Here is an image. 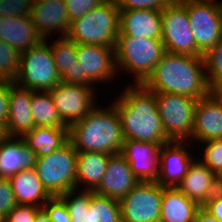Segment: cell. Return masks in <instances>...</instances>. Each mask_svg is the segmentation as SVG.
I'll use <instances>...</instances> for the list:
<instances>
[{
	"mask_svg": "<svg viewBox=\"0 0 222 222\" xmlns=\"http://www.w3.org/2000/svg\"><path fill=\"white\" fill-rule=\"evenodd\" d=\"M194 222H219V221L203 206H201L195 215Z\"/></svg>",
	"mask_w": 222,
	"mask_h": 222,
	"instance_id": "cell-44",
	"label": "cell"
},
{
	"mask_svg": "<svg viewBox=\"0 0 222 222\" xmlns=\"http://www.w3.org/2000/svg\"><path fill=\"white\" fill-rule=\"evenodd\" d=\"M217 183H218L219 189H222V171H221V173L217 176Z\"/></svg>",
	"mask_w": 222,
	"mask_h": 222,
	"instance_id": "cell-47",
	"label": "cell"
},
{
	"mask_svg": "<svg viewBox=\"0 0 222 222\" xmlns=\"http://www.w3.org/2000/svg\"><path fill=\"white\" fill-rule=\"evenodd\" d=\"M143 85L154 93H175L200 99L211 91L204 57L165 52Z\"/></svg>",
	"mask_w": 222,
	"mask_h": 222,
	"instance_id": "cell-2",
	"label": "cell"
},
{
	"mask_svg": "<svg viewBox=\"0 0 222 222\" xmlns=\"http://www.w3.org/2000/svg\"><path fill=\"white\" fill-rule=\"evenodd\" d=\"M54 41L50 45V49L55 66L62 78L78 62L76 55L77 44L67 37H58Z\"/></svg>",
	"mask_w": 222,
	"mask_h": 222,
	"instance_id": "cell-30",
	"label": "cell"
},
{
	"mask_svg": "<svg viewBox=\"0 0 222 222\" xmlns=\"http://www.w3.org/2000/svg\"><path fill=\"white\" fill-rule=\"evenodd\" d=\"M161 14V40L165 51L203 57L197 49L186 6L180 0H172Z\"/></svg>",
	"mask_w": 222,
	"mask_h": 222,
	"instance_id": "cell-10",
	"label": "cell"
},
{
	"mask_svg": "<svg viewBox=\"0 0 222 222\" xmlns=\"http://www.w3.org/2000/svg\"><path fill=\"white\" fill-rule=\"evenodd\" d=\"M161 39H146L119 34L115 45L117 72L124 70L134 76L133 84H143L165 54Z\"/></svg>",
	"mask_w": 222,
	"mask_h": 222,
	"instance_id": "cell-5",
	"label": "cell"
},
{
	"mask_svg": "<svg viewBox=\"0 0 222 222\" xmlns=\"http://www.w3.org/2000/svg\"><path fill=\"white\" fill-rule=\"evenodd\" d=\"M139 182L125 157L121 153L113 154L100 184L93 192L120 201Z\"/></svg>",
	"mask_w": 222,
	"mask_h": 222,
	"instance_id": "cell-16",
	"label": "cell"
},
{
	"mask_svg": "<svg viewBox=\"0 0 222 222\" xmlns=\"http://www.w3.org/2000/svg\"><path fill=\"white\" fill-rule=\"evenodd\" d=\"M172 0H115L120 10L151 9L162 11Z\"/></svg>",
	"mask_w": 222,
	"mask_h": 222,
	"instance_id": "cell-38",
	"label": "cell"
},
{
	"mask_svg": "<svg viewBox=\"0 0 222 222\" xmlns=\"http://www.w3.org/2000/svg\"><path fill=\"white\" fill-rule=\"evenodd\" d=\"M212 139H222V93H210L198 99L195 107L192 143Z\"/></svg>",
	"mask_w": 222,
	"mask_h": 222,
	"instance_id": "cell-15",
	"label": "cell"
},
{
	"mask_svg": "<svg viewBox=\"0 0 222 222\" xmlns=\"http://www.w3.org/2000/svg\"><path fill=\"white\" fill-rule=\"evenodd\" d=\"M105 0H64L70 22L81 18Z\"/></svg>",
	"mask_w": 222,
	"mask_h": 222,
	"instance_id": "cell-37",
	"label": "cell"
},
{
	"mask_svg": "<svg viewBox=\"0 0 222 222\" xmlns=\"http://www.w3.org/2000/svg\"><path fill=\"white\" fill-rule=\"evenodd\" d=\"M120 9L105 0L81 18L70 22L67 38L76 44L115 47L120 33Z\"/></svg>",
	"mask_w": 222,
	"mask_h": 222,
	"instance_id": "cell-4",
	"label": "cell"
},
{
	"mask_svg": "<svg viewBox=\"0 0 222 222\" xmlns=\"http://www.w3.org/2000/svg\"><path fill=\"white\" fill-rule=\"evenodd\" d=\"M48 42L42 40L21 53L18 74L13 80L17 85L32 91H49L61 82Z\"/></svg>",
	"mask_w": 222,
	"mask_h": 222,
	"instance_id": "cell-6",
	"label": "cell"
},
{
	"mask_svg": "<svg viewBox=\"0 0 222 222\" xmlns=\"http://www.w3.org/2000/svg\"><path fill=\"white\" fill-rule=\"evenodd\" d=\"M8 179L17 204L42 208L52 197L38 178L35 168L19 171Z\"/></svg>",
	"mask_w": 222,
	"mask_h": 222,
	"instance_id": "cell-24",
	"label": "cell"
},
{
	"mask_svg": "<svg viewBox=\"0 0 222 222\" xmlns=\"http://www.w3.org/2000/svg\"><path fill=\"white\" fill-rule=\"evenodd\" d=\"M203 57L211 93H222V39Z\"/></svg>",
	"mask_w": 222,
	"mask_h": 222,
	"instance_id": "cell-31",
	"label": "cell"
},
{
	"mask_svg": "<svg viewBox=\"0 0 222 222\" xmlns=\"http://www.w3.org/2000/svg\"><path fill=\"white\" fill-rule=\"evenodd\" d=\"M21 53L0 40V74L13 81L18 74Z\"/></svg>",
	"mask_w": 222,
	"mask_h": 222,
	"instance_id": "cell-33",
	"label": "cell"
},
{
	"mask_svg": "<svg viewBox=\"0 0 222 222\" xmlns=\"http://www.w3.org/2000/svg\"><path fill=\"white\" fill-rule=\"evenodd\" d=\"M187 8L198 51L205 55L222 39V2L180 0Z\"/></svg>",
	"mask_w": 222,
	"mask_h": 222,
	"instance_id": "cell-9",
	"label": "cell"
},
{
	"mask_svg": "<svg viewBox=\"0 0 222 222\" xmlns=\"http://www.w3.org/2000/svg\"><path fill=\"white\" fill-rule=\"evenodd\" d=\"M34 205L17 204L4 218L3 222H34L36 214L41 210Z\"/></svg>",
	"mask_w": 222,
	"mask_h": 222,
	"instance_id": "cell-39",
	"label": "cell"
},
{
	"mask_svg": "<svg viewBox=\"0 0 222 222\" xmlns=\"http://www.w3.org/2000/svg\"><path fill=\"white\" fill-rule=\"evenodd\" d=\"M37 155L22 137L9 136L0 144V177L10 178L19 171L35 168Z\"/></svg>",
	"mask_w": 222,
	"mask_h": 222,
	"instance_id": "cell-22",
	"label": "cell"
},
{
	"mask_svg": "<svg viewBox=\"0 0 222 222\" xmlns=\"http://www.w3.org/2000/svg\"><path fill=\"white\" fill-rule=\"evenodd\" d=\"M94 87L60 82L49 90L63 123L70 127L83 119L95 106L97 93Z\"/></svg>",
	"mask_w": 222,
	"mask_h": 222,
	"instance_id": "cell-13",
	"label": "cell"
},
{
	"mask_svg": "<svg viewBox=\"0 0 222 222\" xmlns=\"http://www.w3.org/2000/svg\"><path fill=\"white\" fill-rule=\"evenodd\" d=\"M203 158L200 161L208 166L217 176L222 171V139H212L201 142Z\"/></svg>",
	"mask_w": 222,
	"mask_h": 222,
	"instance_id": "cell-34",
	"label": "cell"
},
{
	"mask_svg": "<svg viewBox=\"0 0 222 222\" xmlns=\"http://www.w3.org/2000/svg\"><path fill=\"white\" fill-rule=\"evenodd\" d=\"M31 19L37 33L43 40H48L54 33H60L59 37H66L70 26L64 0H53L48 2H33ZM48 37V38H47Z\"/></svg>",
	"mask_w": 222,
	"mask_h": 222,
	"instance_id": "cell-18",
	"label": "cell"
},
{
	"mask_svg": "<svg viewBox=\"0 0 222 222\" xmlns=\"http://www.w3.org/2000/svg\"><path fill=\"white\" fill-rule=\"evenodd\" d=\"M203 207L219 222H222V189H219Z\"/></svg>",
	"mask_w": 222,
	"mask_h": 222,
	"instance_id": "cell-42",
	"label": "cell"
},
{
	"mask_svg": "<svg viewBox=\"0 0 222 222\" xmlns=\"http://www.w3.org/2000/svg\"><path fill=\"white\" fill-rule=\"evenodd\" d=\"M80 193H76V192ZM68 209L71 222H87L89 212L90 190H69L59 196Z\"/></svg>",
	"mask_w": 222,
	"mask_h": 222,
	"instance_id": "cell-32",
	"label": "cell"
},
{
	"mask_svg": "<svg viewBox=\"0 0 222 222\" xmlns=\"http://www.w3.org/2000/svg\"><path fill=\"white\" fill-rule=\"evenodd\" d=\"M34 222H51L46 212L41 209L35 216Z\"/></svg>",
	"mask_w": 222,
	"mask_h": 222,
	"instance_id": "cell-46",
	"label": "cell"
},
{
	"mask_svg": "<svg viewBox=\"0 0 222 222\" xmlns=\"http://www.w3.org/2000/svg\"><path fill=\"white\" fill-rule=\"evenodd\" d=\"M164 186L139 182L120 202L122 222H160Z\"/></svg>",
	"mask_w": 222,
	"mask_h": 222,
	"instance_id": "cell-11",
	"label": "cell"
},
{
	"mask_svg": "<svg viewBox=\"0 0 222 222\" xmlns=\"http://www.w3.org/2000/svg\"><path fill=\"white\" fill-rule=\"evenodd\" d=\"M31 99L32 90L9 80V112L6 122L9 136L23 137L35 127Z\"/></svg>",
	"mask_w": 222,
	"mask_h": 222,
	"instance_id": "cell-19",
	"label": "cell"
},
{
	"mask_svg": "<svg viewBox=\"0 0 222 222\" xmlns=\"http://www.w3.org/2000/svg\"><path fill=\"white\" fill-rule=\"evenodd\" d=\"M0 40L20 53L38 45L43 39L30 16L0 17Z\"/></svg>",
	"mask_w": 222,
	"mask_h": 222,
	"instance_id": "cell-21",
	"label": "cell"
},
{
	"mask_svg": "<svg viewBox=\"0 0 222 222\" xmlns=\"http://www.w3.org/2000/svg\"><path fill=\"white\" fill-rule=\"evenodd\" d=\"M87 222H122L120 202L90 190Z\"/></svg>",
	"mask_w": 222,
	"mask_h": 222,
	"instance_id": "cell-29",
	"label": "cell"
},
{
	"mask_svg": "<svg viewBox=\"0 0 222 222\" xmlns=\"http://www.w3.org/2000/svg\"><path fill=\"white\" fill-rule=\"evenodd\" d=\"M33 0H0V17L31 16Z\"/></svg>",
	"mask_w": 222,
	"mask_h": 222,
	"instance_id": "cell-35",
	"label": "cell"
},
{
	"mask_svg": "<svg viewBox=\"0 0 222 222\" xmlns=\"http://www.w3.org/2000/svg\"><path fill=\"white\" fill-rule=\"evenodd\" d=\"M177 188L203 206L219 190L217 175L199 159H195Z\"/></svg>",
	"mask_w": 222,
	"mask_h": 222,
	"instance_id": "cell-20",
	"label": "cell"
},
{
	"mask_svg": "<svg viewBox=\"0 0 222 222\" xmlns=\"http://www.w3.org/2000/svg\"><path fill=\"white\" fill-rule=\"evenodd\" d=\"M155 99L168 140L191 142L198 99L175 93H155Z\"/></svg>",
	"mask_w": 222,
	"mask_h": 222,
	"instance_id": "cell-8",
	"label": "cell"
},
{
	"mask_svg": "<svg viewBox=\"0 0 222 222\" xmlns=\"http://www.w3.org/2000/svg\"><path fill=\"white\" fill-rule=\"evenodd\" d=\"M161 11L151 9L120 10V33L146 39H161Z\"/></svg>",
	"mask_w": 222,
	"mask_h": 222,
	"instance_id": "cell-23",
	"label": "cell"
},
{
	"mask_svg": "<svg viewBox=\"0 0 222 222\" xmlns=\"http://www.w3.org/2000/svg\"><path fill=\"white\" fill-rule=\"evenodd\" d=\"M9 137L7 130V124L0 121V144L3 143Z\"/></svg>",
	"mask_w": 222,
	"mask_h": 222,
	"instance_id": "cell-45",
	"label": "cell"
},
{
	"mask_svg": "<svg viewBox=\"0 0 222 222\" xmlns=\"http://www.w3.org/2000/svg\"><path fill=\"white\" fill-rule=\"evenodd\" d=\"M111 154L102 152H77L76 189L94 191L100 184Z\"/></svg>",
	"mask_w": 222,
	"mask_h": 222,
	"instance_id": "cell-26",
	"label": "cell"
},
{
	"mask_svg": "<svg viewBox=\"0 0 222 222\" xmlns=\"http://www.w3.org/2000/svg\"><path fill=\"white\" fill-rule=\"evenodd\" d=\"M96 105L83 119L69 127V141L77 152L121 153L124 136L121 119L113 103Z\"/></svg>",
	"mask_w": 222,
	"mask_h": 222,
	"instance_id": "cell-3",
	"label": "cell"
},
{
	"mask_svg": "<svg viewBox=\"0 0 222 222\" xmlns=\"http://www.w3.org/2000/svg\"><path fill=\"white\" fill-rule=\"evenodd\" d=\"M31 110L37 127L69 128L61 120L49 91H32Z\"/></svg>",
	"mask_w": 222,
	"mask_h": 222,
	"instance_id": "cell-28",
	"label": "cell"
},
{
	"mask_svg": "<svg viewBox=\"0 0 222 222\" xmlns=\"http://www.w3.org/2000/svg\"><path fill=\"white\" fill-rule=\"evenodd\" d=\"M22 138L37 157H41L60 149L69 141V128L35 126Z\"/></svg>",
	"mask_w": 222,
	"mask_h": 222,
	"instance_id": "cell-27",
	"label": "cell"
},
{
	"mask_svg": "<svg viewBox=\"0 0 222 222\" xmlns=\"http://www.w3.org/2000/svg\"><path fill=\"white\" fill-rule=\"evenodd\" d=\"M163 145L124 139L121 154L140 182H157L160 171V151Z\"/></svg>",
	"mask_w": 222,
	"mask_h": 222,
	"instance_id": "cell-14",
	"label": "cell"
},
{
	"mask_svg": "<svg viewBox=\"0 0 222 222\" xmlns=\"http://www.w3.org/2000/svg\"><path fill=\"white\" fill-rule=\"evenodd\" d=\"M80 65L81 64L79 62L74 64L71 70H68V72L61 78V82L66 84L81 85Z\"/></svg>",
	"mask_w": 222,
	"mask_h": 222,
	"instance_id": "cell-43",
	"label": "cell"
},
{
	"mask_svg": "<svg viewBox=\"0 0 222 222\" xmlns=\"http://www.w3.org/2000/svg\"><path fill=\"white\" fill-rule=\"evenodd\" d=\"M9 80L0 79V121L6 123L9 112Z\"/></svg>",
	"mask_w": 222,
	"mask_h": 222,
	"instance_id": "cell-41",
	"label": "cell"
},
{
	"mask_svg": "<svg viewBox=\"0 0 222 222\" xmlns=\"http://www.w3.org/2000/svg\"><path fill=\"white\" fill-rule=\"evenodd\" d=\"M76 55L81 64V85L96 88V82L112 84L111 80L118 77L115 47L77 44Z\"/></svg>",
	"mask_w": 222,
	"mask_h": 222,
	"instance_id": "cell-12",
	"label": "cell"
},
{
	"mask_svg": "<svg viewBox=\"0 0 222 222\" xmlns=\"http://www.w3.org/2000/svg\"><path fill=\"white\" fill-rule=\"evenodd\" d=\"M201 206L186 197L177 187H164L160 222H194Z\"/></svg>",
	"mask_w": 222,
	"mask_h": 222,
	"instance_id": "cell-25",
	"label": "cell"
},
{
	"mask_svg": "<svg viewBox=\"0 0 222 222\" xmlns=\"http://www.w3.org/2000/svg\"><path fill=\"white\" fill-rule=\"evenodd\" d=\"M34 2H48V1H53V0H33Z\"/></svg>",
	"mask_w": 222,
	"mask_h": 222,
	"instance_id": "cell-48",
	"label": "cell"
},
{
	"mask_svg": "<svg viewBox=\"0 0 222 222\" xmlns=\"http://www.w3.org/2000/svg\"><path fill=\"white\" fill-rule=\"evenodd\" d=\"M77 151L70 141L52 153L37 157L35 170L52 196L76 189Z\"/></svg>",
	"mask_w": 222,
	"mask_h": 222,
	"instance_id": "cell-7",
	"label": "cell"
},
{
	"mask_svg": "<svg viewBox=\"0 0 222 222\" xmlns=\"http://www.w3.org/2000/svg\"><path fill=\"white\" fill-rule=\"evenodd\" d=\"M51 222H71L65 202L59 196H52L42 207Z\"/></svg>",
	"mask_w": 222,
	"mask_h": 222,
	"instance_id": "cell-36",
	"label": "cell"
},
{
	"mask_svg": "<svg viewBox=\"0 0 222 222\" xmlns=\"http://www.w3.org/2000/svg\"><path fill=\"white\" fill-rule=\"evenodd\" d=\"M190 142L170 141L160 151V171L157 183L164 187H177L187 174L193 154L187 152Z\"/></svg>",
	"mask_w": 222,
	"mask_h": 222,
	"instance_id": "cell-17",
	"label": "cell"
},
{
	"mask_svg": "<svg viewBox=\"0 0 222 222\" xmlns=\"http://www.w3.org/2000/svg\"><path fill=\"white\" fill-rule=\"evenodd\" d=\"M113 105L117 109L124 139L166 144L170 142L163 129L155 93L143 84H130Z\"/></svg>",
	"mask_w": 222,
	"mask_h": 222,
	"instance_id": "cell-1",
	"label": "cell"
},
{
	"mask_svg": "<svg viewBox=\"0 0 222 222\" xmlns=\"http://www.w3.org/2000/svg\"><path fill=\"white\" fill-rule=\"evenodd\" d=\"M16 205L9 179L0 177V217L3 219Z\"/></svg>",
	"mask_w": 222,
	"mask_h": 222,
	"instance_id": "cell-40",
	"label": "cell"
}]
</instances>
